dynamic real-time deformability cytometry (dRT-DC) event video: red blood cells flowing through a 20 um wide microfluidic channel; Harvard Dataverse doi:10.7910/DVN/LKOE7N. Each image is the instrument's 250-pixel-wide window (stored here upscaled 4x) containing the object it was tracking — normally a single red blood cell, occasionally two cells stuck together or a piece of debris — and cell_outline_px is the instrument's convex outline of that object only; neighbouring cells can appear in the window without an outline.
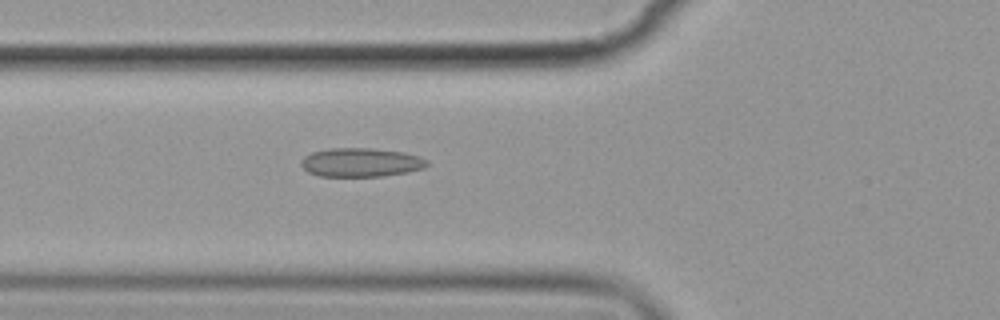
{"species": "common noctule bat (a hibernating species)", "species_latin": "Nyctalus noctula", "temperature_condition": "cold", "stored_images_in_passage": 5, "camera_frame_rate_fps": 3000, "um_per_image_px": 0.085, "animal": {"sex": "female", "body_mass_g": 19.9}, "frame": {"image": 1, "passage_image": 5, "time_ms": 4.667, "image_size_px": [1000, 320], "cell_outline_px": [[428, 164], [424, 168], [408, 172], [380, 176], [320, 176], [308, 172], [300, 164], [304, 156], [312, 152], [328, 148], [372, 148], [404, 152], [420, 156], [428, 160]], "centroid_in_image_um": [30.69, 13.79], "position_along_channel_um": 95.1, "area_um2": 21.21}}